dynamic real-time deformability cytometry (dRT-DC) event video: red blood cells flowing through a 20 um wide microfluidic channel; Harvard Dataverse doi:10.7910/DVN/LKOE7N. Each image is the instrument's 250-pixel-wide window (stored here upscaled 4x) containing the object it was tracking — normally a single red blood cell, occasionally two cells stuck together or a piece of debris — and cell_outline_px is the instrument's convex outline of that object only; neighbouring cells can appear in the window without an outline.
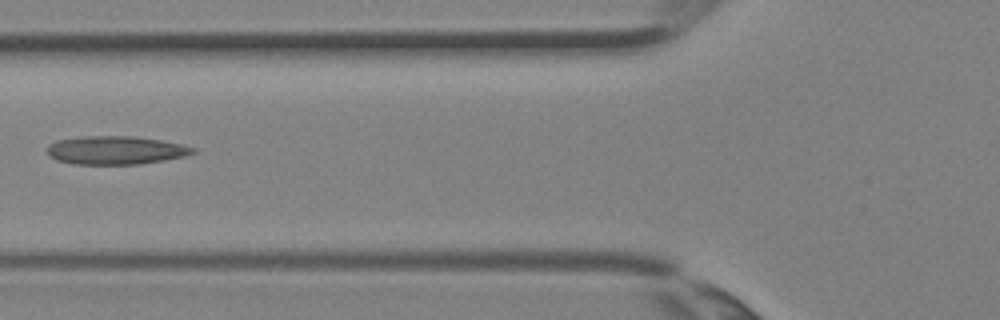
{"species": "Egyptian fruit bat (a non-hibernating species)", "species_latin": "Rousettus aegyptiacus", "temperature_condition": "room temperature", "stored_images_in_passage": 4, "camera_frame_rate_fps": 3000, "um_per_image_px": 0.085, "animal": {"sex": "female"}, "frame": {"image": 1, "passage_image": 4, "time_ms": 1.0, "image_size_px": [1000, 320], "cell_outline_px": [[196, 152], [184, 156], [164, 160], [140, 164], [72, 164], [56, 160], [48, 156], [48, 144], [56, 140], [80, 136], [132, 136], [160, 140], [180, 144], [196, 148]], "centroid_in_image_um": [9.79, 12.77], "position_along_channel_um": 116.0, "area_um2": 24.16}}